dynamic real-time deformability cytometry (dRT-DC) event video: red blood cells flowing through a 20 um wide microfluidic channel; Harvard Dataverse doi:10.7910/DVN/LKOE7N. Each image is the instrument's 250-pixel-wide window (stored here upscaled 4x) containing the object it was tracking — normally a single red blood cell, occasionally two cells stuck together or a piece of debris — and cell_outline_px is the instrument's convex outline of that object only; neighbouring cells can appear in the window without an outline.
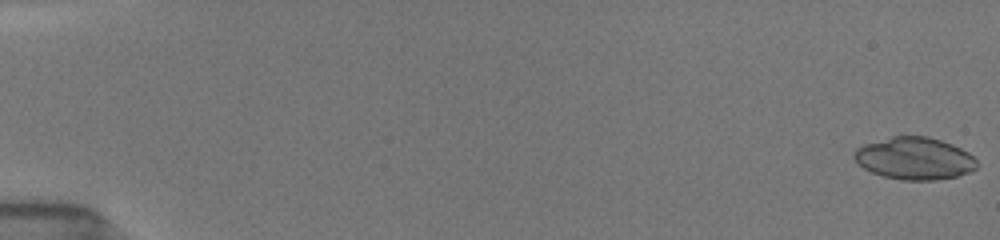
{"species": "common noctule bat (a hibernating species)", "species_latin": "Nyctalus noctula", "temperature_condition": "room temperature", "stored_images_in_passage": 53, "camera_frame_rate_fps": 3000, "um_per_image_px": 0.085, "animal": {"sex": "female", "body_mass_g": 19.5, "forearm_length_mm": 54.1}, "frame": {"image": 1, "passage_image": 1, "time_ms": 0.0, "image_size_px": [1000, 240], "cell_outline_px": [[976, 168], [968, 172], [956, 176], [936, 180], [904, 180], [884, 176], [872, 172], [864, 168], [852, 156], [852, 152], [856, 148], [864, 144], [892, 136], [928, 136], [952, 144], [968, 152], [976, 160]], "centroid_in_image_um": [77.71, 13.46], "position_along_channel_um": 7.3, "area_um2": 30.06}}
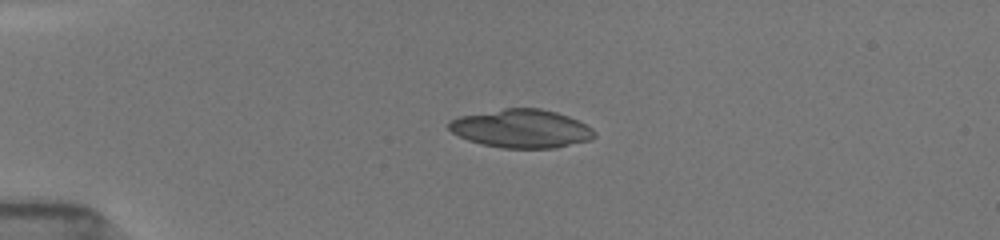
{"frame": {"image": 2, "passage_image": 14, "time_ms": 4.333, "image_size_px": [1000, 240], "cell_outline_px": [[596, 136], [592, 140], [556, 148], [500, 148], [480, 144], [468, 140], [452, 132], [448, 128], [448, 124], [452, 120], [460, 116], [504, 108], [540, 108], [556, 112], [568, 116], [592, 128], [596, 132]], "centroid_in_image_um": [44.34, 10.94], "position_along_channel_um": 40.7, "area_um2": 32.66}}
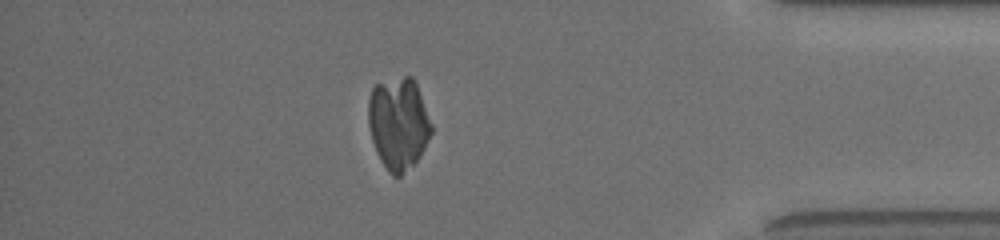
{"frame": {"image": 3, "passage_image": 47, "time_ms": 15.333, "image_size_px": [1000, 240], "cell_outline_px": [[432, 132], [420, 156], [400, 176], [392, 176], [388, 172], [380, 160], [376, 152], [372, 140], [368, 124], [368, 100], [372, 88], [376, 84], [404, 76], [412, 76], [416, 84], [432, 124]], "centroid_in_image_um": [33.85, 10.5], "position_along_channel_um": 401.4, "area_um2": 33.7}}